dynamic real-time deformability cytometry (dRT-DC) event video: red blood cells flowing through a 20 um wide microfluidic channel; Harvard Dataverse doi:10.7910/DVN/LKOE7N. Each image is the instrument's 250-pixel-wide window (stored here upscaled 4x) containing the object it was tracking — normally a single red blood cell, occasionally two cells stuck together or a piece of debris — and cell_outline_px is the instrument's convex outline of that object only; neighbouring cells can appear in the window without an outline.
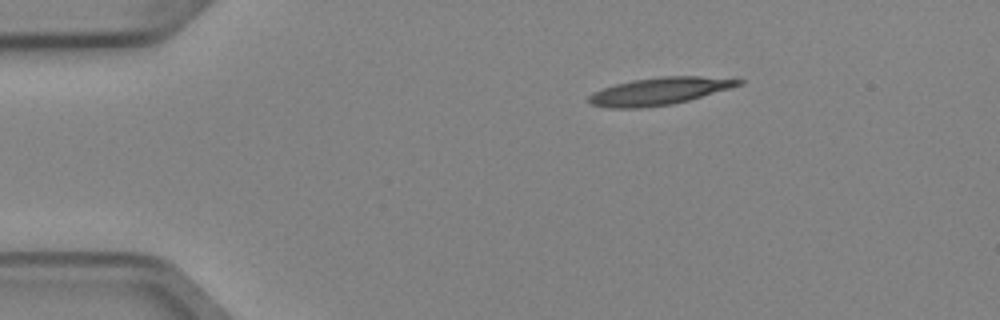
{"species": "Egyptian fruit bat (a non-hibernating species)", "species_latin": "Rousettus aegyptiacus", "temperature_condition": "cold", "stored_images_in_passage": 5, "camera_frame_rate_fps": 3000, "um_per_image_px": 0.085, "animal": {"sex": "female"}, "frame": {"image": 1, "passage_image": 1, "time_ms": 0.0, "image_size_px": [1000, 320], "cell_outline_px": [[744, 84], [732, 88], [688, 100], [672, 104], [640, 108], [608, 108], [592, 104], [588, 100], [588, 96], [592, 92], [600, 88], [632, 80], [660, 76], [700, 76], [744, 80]], "centroid_in_image_um": [56.03, 7.74], "position_along_channel_um": 29.0, "area_um2": 23.93}}
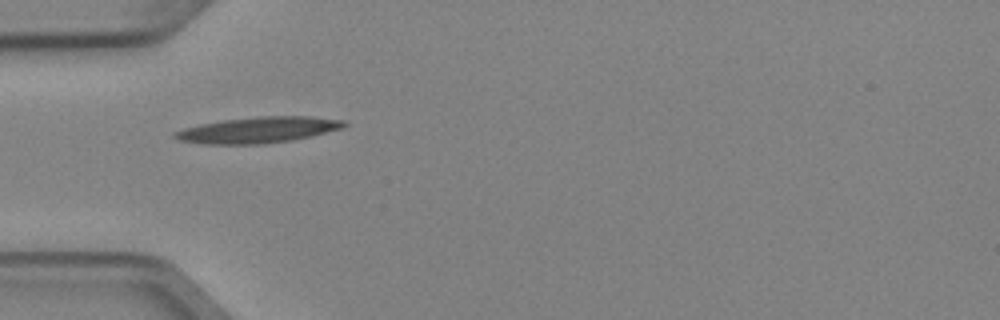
{"frame": {"image": 2, "passage_image": 3, "time_ms": 0.667, "image_size_px": [1000, 320], "cell_outline_px": [[348, 124], [344, 128], [312, 136], [292, 140], [260, 144], [208, 144], [180, 140], [172, 136], [172, 132], [184, 128], [200, 124], [224, 120], [260, 116], [312, 116], [344, 120]], "centroid_in_image_um": [21.99, 11.04], "position_along_channel_um": 63.0, "area_um2": 25.66}}
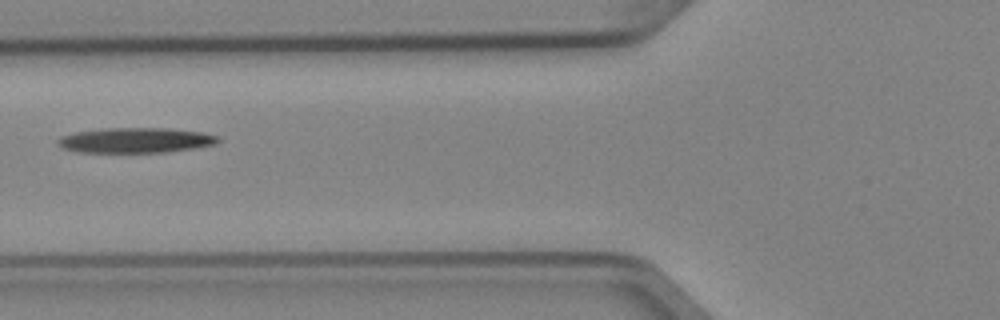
{"frame": {"image": 3, "passage_image": 4, "time_ms": 1.0, "image_size_px": [1000, 320], "cell_outline_px": [[220, 140], [216, 144], [196, 148], [164, 152], [76, 152], [64, 148], [56, 144], [56, 140], [60, 136], [76, 132], [104, 128], [168, 128], [204, 132], [220, 136]], "centroid_in_image_um": [11.54, 11.92], "position_along_channel_um": 114.3, "area_um2": 23.7}}